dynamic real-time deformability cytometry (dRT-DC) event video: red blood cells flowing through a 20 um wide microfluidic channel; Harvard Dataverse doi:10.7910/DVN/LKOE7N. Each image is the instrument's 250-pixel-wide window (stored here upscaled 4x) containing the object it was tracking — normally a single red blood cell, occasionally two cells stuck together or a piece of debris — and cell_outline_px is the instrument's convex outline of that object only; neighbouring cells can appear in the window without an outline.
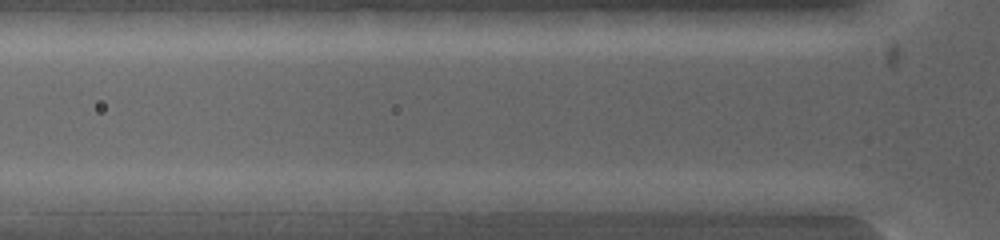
{"species": "common noctule bat (a hibernating species)", "species_latin": "Nyctalus noctula", "temperature_condition": "warm", "stored_images_in_passage": 5, "camera_frame_rate_fps": 5000, "um_per_image_px": 0.085, "animal": {"sex": "female", "body_mass_g": 19.0, "forearm_length_mm": 53.3}, "frame": {"image": 1, "passage_image": 3, "time_ms": 0.6, "image_size_px": [1000, 240], "cell_outline_px": [[388, 200], [380, 212], [300, 212], [300, 192], [372, 192]], "centroid_in_image_um": [29.01, 17.18], "position_along_channel_um": 96.8, "area_um2": 11.91}}